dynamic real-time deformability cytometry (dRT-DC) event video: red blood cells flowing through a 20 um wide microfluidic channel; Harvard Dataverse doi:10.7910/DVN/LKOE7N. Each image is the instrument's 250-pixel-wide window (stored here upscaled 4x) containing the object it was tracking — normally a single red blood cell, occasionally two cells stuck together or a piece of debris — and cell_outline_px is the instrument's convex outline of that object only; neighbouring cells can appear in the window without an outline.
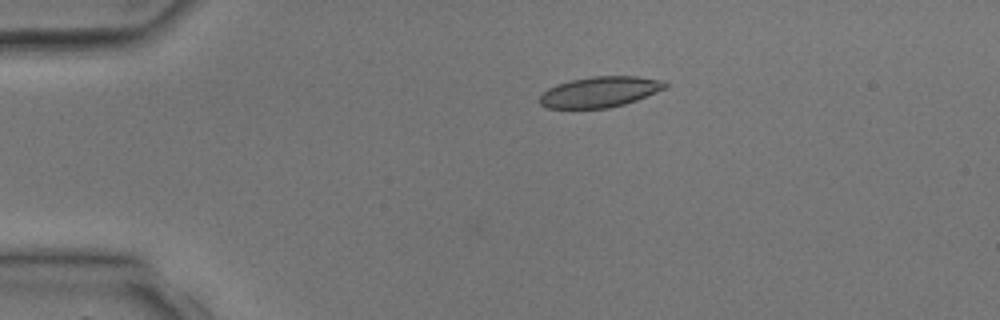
{"species": "common noctule bat (a hibernating species)", "species_latin": "Nyctalus noctula", "temperature_condition": "room temperature", "stored_images_in_passage": 4, "camera_frame_rate_fps": 3000, "um_per_image_px": 0.085, "animal": {"sex": "male", "body_mass_g": 17.9, "forearm_length_mm": 54.2}, "frame": {"image": 1, "passage_image": 3, "time_ms": 2.0, "image_size_px": [1000, 320], "cell_outline_px": [[668, 84], [664, 88], [656, 92], [636, 100], [624, 104], [608, 108], [548, 108], [540, 104], [540, 96], [548, 88], [556, 84], [572, 80], [592, 76], [636, 76], [660, 80]], "centroid_in_image_um": [50.96, 7.81], "position_along_channel_um": 34.0, "area_um2": 22.14}}